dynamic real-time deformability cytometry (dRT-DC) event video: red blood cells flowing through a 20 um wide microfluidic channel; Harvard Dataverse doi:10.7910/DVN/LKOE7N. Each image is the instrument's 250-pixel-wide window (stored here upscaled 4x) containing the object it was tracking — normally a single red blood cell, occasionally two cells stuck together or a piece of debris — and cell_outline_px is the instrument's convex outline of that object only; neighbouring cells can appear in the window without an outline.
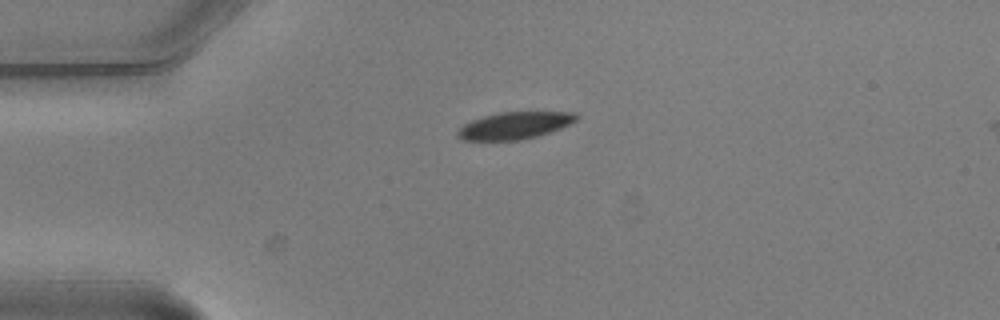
{"species": "common noctule bat (a hibernating species)", "species_latin": "Nyctalus noctula", "temperature_condition": "warm", "stored_images_in_passage": 3, "camera_frame_rate_fps": 3000, "um_per_image_px": 0.085, "animal": {"sex": "male", "body_mass_g": 20.5, "forearm_length_mm": 52.5}, "frame": {"image": 1, "passage_image": 1, "time_ms": 0.0, "image_size_px": [1000, 320], "cell_outline_px": [[580, 116], [576, 120], [560, 128], [536, 136], [516, 140], [464, 140], [456, 136], [456, 132], [464, 124], [472, 120], [484, 116], [500, 112], [576, 112]], "centroid_in_image_um": [43.73, 10.66], "position_along_channel_um": 41.3, "area_um2": 18.5}}